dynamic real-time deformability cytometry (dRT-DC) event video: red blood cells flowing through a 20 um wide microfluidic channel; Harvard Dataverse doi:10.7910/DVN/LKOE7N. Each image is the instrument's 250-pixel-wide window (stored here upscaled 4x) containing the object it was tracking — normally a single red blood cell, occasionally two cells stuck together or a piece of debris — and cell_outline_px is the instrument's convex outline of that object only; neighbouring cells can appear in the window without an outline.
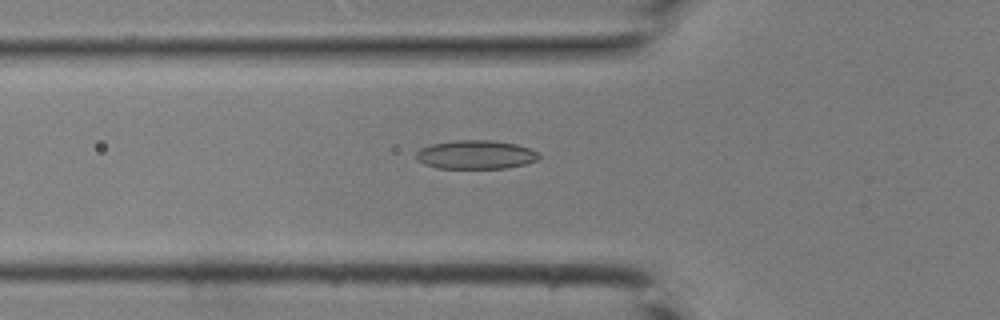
{"species": "common noctule bat (a hibernating species)", "species_latin": "Nyctalus noctula", "temperature_condition": "room temperature", "stored_images_in_passage": 43, "camera_frame_rate_fps": 3000, "um_per_image_px": 0.085, "animal": {"sex": "male", "body_mass_g": 19.0, "forearm_length_mm": 50.8}, "frame": {"image": 1, "passage_image": 16, "time_ms": 5.0, "image_size_px": [1000, 320], "cell_outline_px": [[540, 156], [536, 160], [524, 164], [504, 168], [436, 168], [424, 164], [416, 160], [416, 152], [420, 148], [432, 144], [456, 140], [492, 140], [516, 144], [528, 148], [536, 152]], "centroid_in_image_um": [40.39, 13.14], "position_along_channel_um": 85.4, "area_um2": 20.46}}
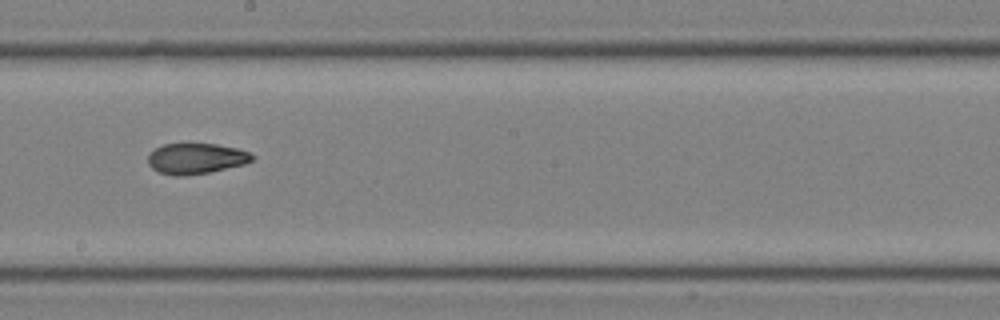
{"frame": {"image": 2, "passage_image": 25, "time_ms": 8.0, "image_size_px": [1000, 320], "cell_outline_px": [[256, 156], [252, 160], [244, 164], [208, 172], [184, 176], [172, 176], [160, 172], [152, 168], [148, 164], [148, 152], [164, 144], [216, 144], [236, 148], [248, 152]], "centroid_in_image_um": [16.63, 13.48], "position_along_channel_um": 231.6, "area_um2": 18.55}}
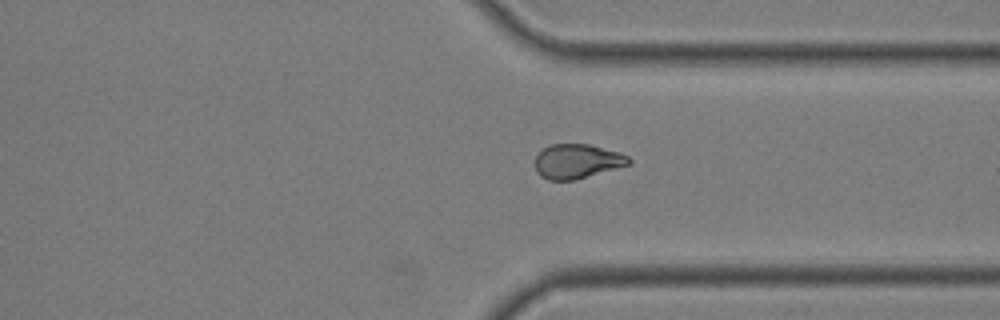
{"frame": {"image": 3, "passage_image": 33, "time_ms": 10.667, "image_size_px": [1000, 320], "cell_outline_px": [[632, 164], [572, 180], [548, 180], [540, 176], [536, 172], [536, 156], [544, 148], [552, 144], [588, 144], [620, 152], [628, 156], [632, 160]], "centroid_in_image_um": [49.07, 13.71], "position_along_channel_um": 362.3, "area_um2": 18.73}}